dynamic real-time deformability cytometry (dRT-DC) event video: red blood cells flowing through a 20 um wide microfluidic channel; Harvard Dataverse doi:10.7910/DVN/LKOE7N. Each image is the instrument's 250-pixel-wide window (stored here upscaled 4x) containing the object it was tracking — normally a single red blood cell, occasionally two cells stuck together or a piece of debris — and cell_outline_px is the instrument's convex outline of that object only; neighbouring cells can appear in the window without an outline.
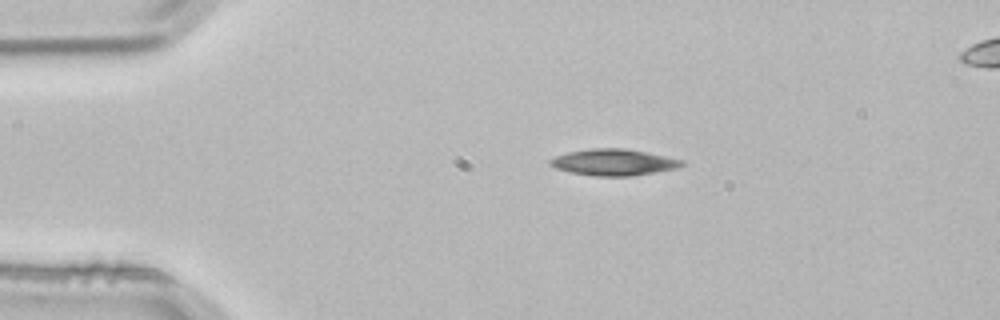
{"species": "common noctule bat (a hibernating species)", "species_latin": "Nyctalus noctula", "temperature_condition": "room temperature", "stored_images_in_passage": 3, "segment_of_instrument_passage": [1, 2], "camera_frame_rate_fps": 3000, "um_per_image_px": 0.085, "animal": {"sex": "male", "body_mass_g": 21.5, "forearm_length_mm": 52.0}, "frame": {"image": 1, "passage_image": 1, "time_ms": 0.0, "image_size_px": [1000, 320], "cell_outline_px": [[688, 164], [680, 168], [632, 176], [596, 176], [572, 172], [556, 168], [548, 164], [548, 160], [556, 156], [568, 152], [588, 148], [624, 148], [648, 152], [684, 160]], "centroid_in_image_um": [52.23, 13.79], "position_along_channel_um": 32.8, "area_um2": 20.52}}